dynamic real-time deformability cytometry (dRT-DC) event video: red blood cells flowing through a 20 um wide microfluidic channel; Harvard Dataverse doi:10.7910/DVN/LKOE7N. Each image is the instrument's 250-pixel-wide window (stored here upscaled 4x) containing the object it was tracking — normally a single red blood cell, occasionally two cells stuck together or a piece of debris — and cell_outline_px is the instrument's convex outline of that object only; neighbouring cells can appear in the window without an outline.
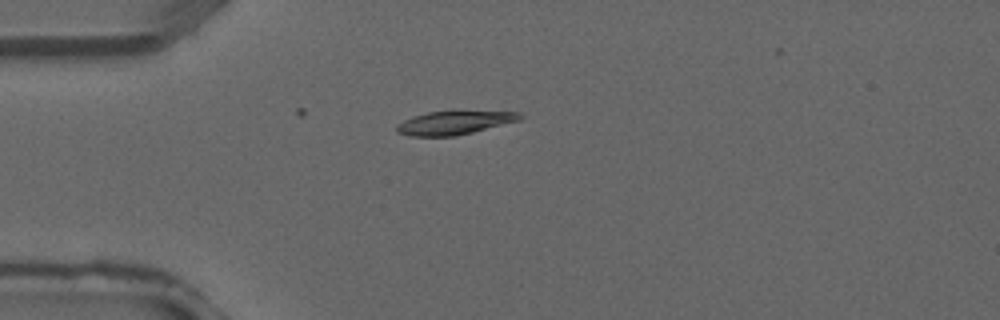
{"species": "common noctule bat (a hibernating species)", "species_latin": "Nyctalus noctula", "temperature_condition": "warm", "stored_images_in_passage": 1, "camera_frame_rate_fps": 3000, "um_per_image_px": 0.085, "animal": {"sex": "male", "forearm_length_mm": 52.5}, "frame": {"image": 1, "passage_image": 1, "time_ms": 0.0, "image_size_px": [1000, 320], "cell_outline_px": [[524, 116], [520, 120], [456, 136], [408, 136], [396, 132], [396, 124], [412, 116], [428, 112], [452, 108], [520, 112]], "centroid_in_image_um": [38.64, 10.37], "position_along_channel_um": 46.4, "area_um2": 17.92}}